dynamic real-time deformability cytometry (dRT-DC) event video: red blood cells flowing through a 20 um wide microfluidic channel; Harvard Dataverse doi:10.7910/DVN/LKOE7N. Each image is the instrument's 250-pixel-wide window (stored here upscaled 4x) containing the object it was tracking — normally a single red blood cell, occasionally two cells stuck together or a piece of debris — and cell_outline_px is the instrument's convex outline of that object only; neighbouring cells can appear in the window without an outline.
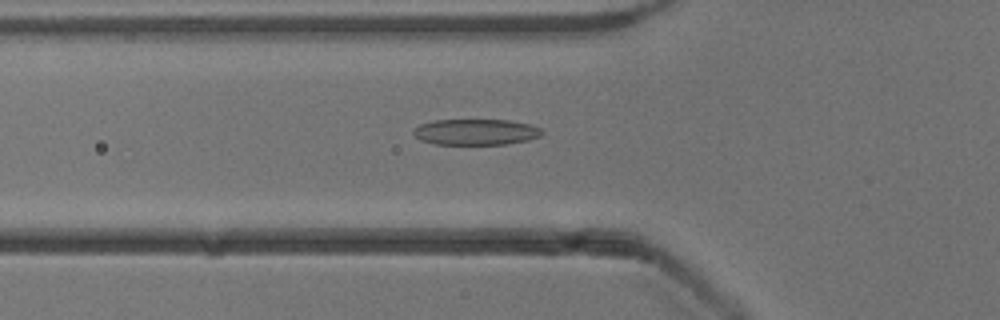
{"species": "common noctule bat (a hibernating species)", "species_latin": "Nyctalus noctula", "temperature_condition": "cold", "stored_images_in_passage": 41, "camera_frame_rate_fps": 3000, "um_per_image_px": 0.085, "animal": {"sex": "male", "body_mass_g": 13.3}, "frame": {"image": 1, "passage_image": 7, "time_ms": 2.0, "image_size_px": [1000, 320], "cell_outline_px": [[544, 132], [540, 136], [528, 140], [508, 144], [432, 144], [420, 140], [412, 132], [412, 128], [420, 124], [436, 120], [508, 120], [528, 124], [540, 128]], "centroid_in_image_um": [40.42, 11.22], "position_along_channel_um": 85.4, "area_um2": 19.48}}
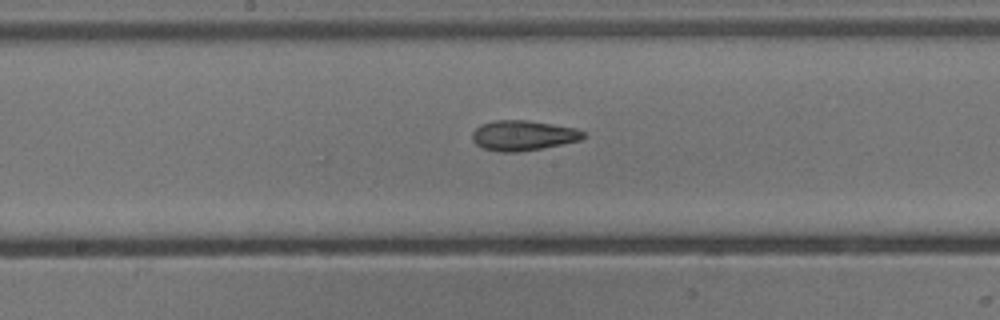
{"frame": {"image": 2, "passage_image": 16, "time_ms": 5.0, "image_size_px": [1000, 320], "cell_outline_px": [[584, 136], [580, 140], [520, 152], [500, 152], [484, 148], [476, 144], [472, 140], [472, 132], [480, 124], [496, 120], [528, 120], [576, 128], [584, 132]], "centroid_in_image_um": [44.42, 11.51], "position_along_channel_um": 203.8, "area_um2": 19.36}}
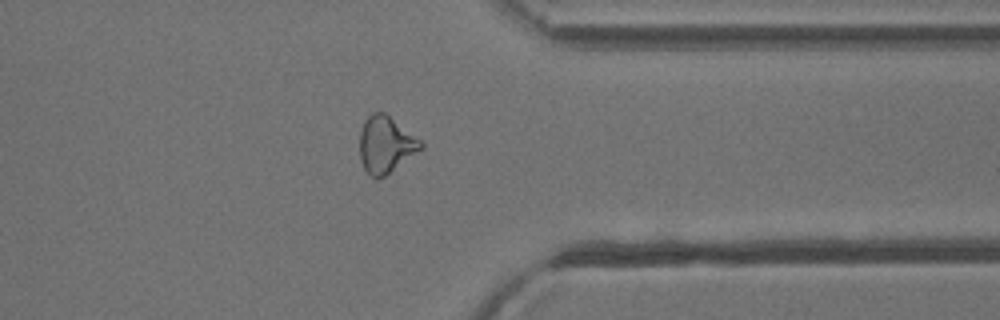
{"frame": {"image": 3, "passage_image": 30, "time_ms": 9.667, "image_size_px": [1000, 320], "cell_outline_px": [[424, 148], [384, 176], [372, 176], [364, 168], [360, 160], [360, 132], [364, 120], [372, 112], [384, 112], [420, 140], [424, 144]], "centroid_in_image_um": [32.78, 12.27], "position_along_channel_um": 378.6, "area_um2": 19.83}, "authors_computed_cell_mechanics": {"area_um2": 19.652, "velocity_mm_per_s": 3.8996, "shape_relaxation_time_tau1_ms": 10.8857, "shape_relaxation_time_tau2_ms": 2.8945, "deformation_change_tau1": 0.2421, "deformation_change_tau2": 0.1165}}